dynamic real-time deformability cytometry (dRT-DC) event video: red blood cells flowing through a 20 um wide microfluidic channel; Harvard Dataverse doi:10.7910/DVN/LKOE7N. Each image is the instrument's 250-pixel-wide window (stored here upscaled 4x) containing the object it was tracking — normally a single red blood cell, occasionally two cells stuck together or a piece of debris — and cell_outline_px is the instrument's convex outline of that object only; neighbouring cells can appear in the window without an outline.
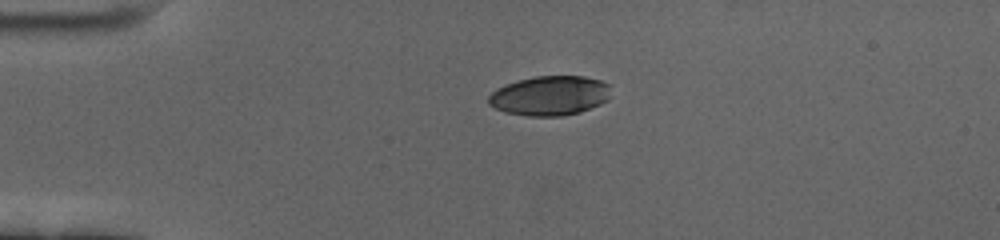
{"species": "human", "species_latin": "Homo sapiens", "temperature_condition": "cold", "stored_images_in_passage": 46, "camera_frame_rate_fps": 3000, "um_per_image_px": 0.085, "donor": {"sex": "female"}, "frame": {"image": 1, "passage_image": 1, "time_ms": 0.0, "image_size_px": [1000, 240], "cell_outline_px": [[608, 100], [600, 104], [580, 112], [560, 116], [528, 116], [504, 112], [488, 104], [488, 96], [496, 88], [520, 80], [536, 76], [584, 76], [600, 80], [608, 84]], "centroid_in_image_um": [46.71, 8.14], "position_along_channel_um": 38.3, "area_um2": 28.03}}
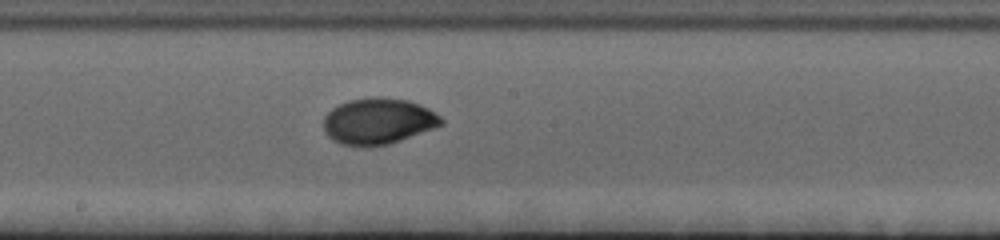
{"frame": {"image": 2, "passage_image": 20, "time_ms": 6.333, "image_size_px": [1000, 240], "cell_outline_px": [[444, 124], [400, 140], [388, 144], [364, 148], [340, 144], [332, 140], [328, 136], [324, 128], [324, 116], [332, 108], [348, 100], [372, 96], [380, 96], [408, 100], [420, 104], [428, 108], [440, 116], [444, 120]], "centroid_in_image_um": [32.13, 10.3], "position_along_channel_um": 216.1, "area_um2": 31.96}}
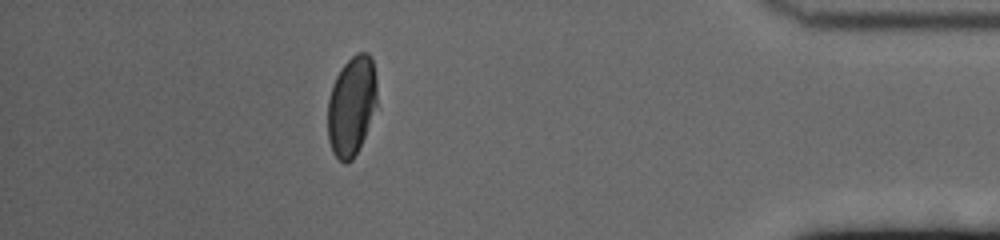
{"frame": {"image": 3, "passage_image": 40, "time_ms": 13.0, "image_size_px": [1000, 240], "cell_outline_px": [[376, 104], [364, 136], [352, 160], [344, 164], [332, 152], [328, 140], [328, 100], [332, 84], [340, 68], [356, 52], [368, 52], [372, 56], [376, 76]], "centroid_in_image_um": [29.87, 8.95], "position_along_channel_um": 405.3, "area_um2": 28.55}, "authors_computed_cell_mechanics": {"area_um2": 30.3739, "velocity_mm_per_s": 3.4412, "shape_relaxation_time_tau1_ms": 4.0996, "shape_relaxation_time_tau2_ms": null, "deformation_change_tau1": 0.1669, "deformation_change_tau2": null}}